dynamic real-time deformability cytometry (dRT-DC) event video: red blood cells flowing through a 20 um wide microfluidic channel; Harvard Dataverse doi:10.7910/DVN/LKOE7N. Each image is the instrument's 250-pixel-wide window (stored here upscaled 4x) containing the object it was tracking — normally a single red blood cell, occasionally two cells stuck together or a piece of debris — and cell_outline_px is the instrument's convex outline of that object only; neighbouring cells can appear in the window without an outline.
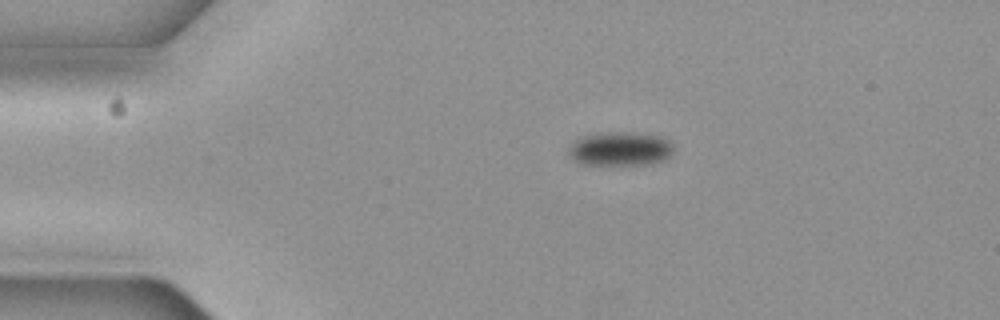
{"species": "common noctule bat (a hibernating species)", "species_latin": "Nyctalus noctula", "temperature_condition": "cold", "stored_images_in_passage": 8, "camera_frame_rate_fps": 3000, "um_per_image_px": 0.085, "animal": {"sex": "female", "body_mass_g": 19.3, "forearm_length_mm": 54.1}, "frame": {"image": 1, "passage_image": 2, "time_ms": 0.333, "image_size_px": [1000, 320], "cell_outline_px": [[672, 152], [664, 160], [652, 164], [584, 164], [568, 156], [568, 148], [580, 136], [608, 132], [632, 132], [660, 136], [668, 140], [672, 144]], "centroid_in_image_um": [52.71, 12.64], "position_along_channel_um": 32.3, "area_um2": 20.63}}
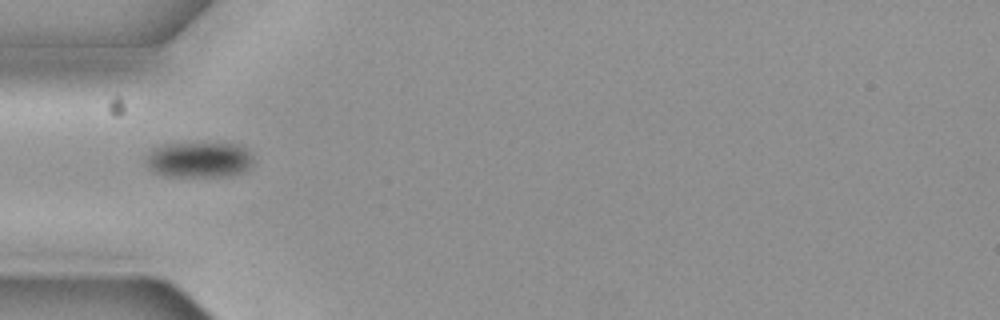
{"frame": {"image": 2, "passage_image": 4, "time_ms": 1.0, "image_size_px": [1000, 320], "cell_outline_px": [[252, 164], [248, 168], [240, 172], [228, 176], [164, 176], [152, 172], [148, 168], [144, 160], [144, 156], [152, 148], [164, 144], [236, 144], [248, 148], [252, 156]], "centroid_in_image_um": [16.86, 13.58], "position_along_channel_um": 68.1, "area_um2": 22.43}}